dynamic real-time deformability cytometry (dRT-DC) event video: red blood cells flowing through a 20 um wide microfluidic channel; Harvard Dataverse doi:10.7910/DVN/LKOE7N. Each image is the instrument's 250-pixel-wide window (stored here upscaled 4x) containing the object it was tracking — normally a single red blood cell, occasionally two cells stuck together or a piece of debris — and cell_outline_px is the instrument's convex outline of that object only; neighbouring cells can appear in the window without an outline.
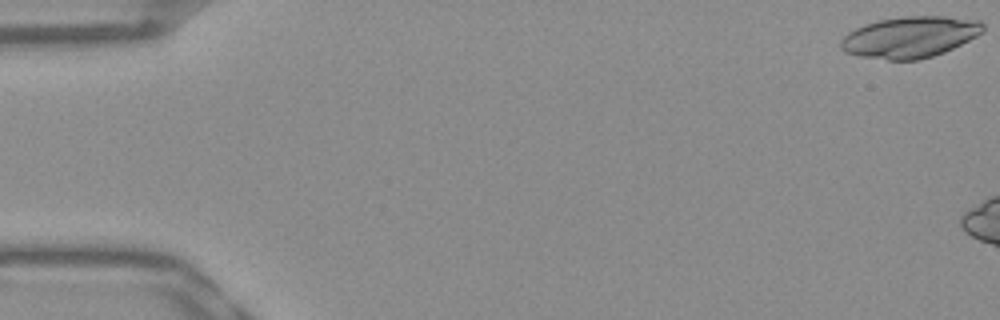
{"species": "Egyptian fruit bat (a non-hibernating species)", "species_latin": "Rousettus aegyptiacus", "temperature_condition": "warm", "stored_images_in_passage": 11, "camera_frame_rate_fps": 3000, "um_per_image_px": 0.085, "frame": {"image": 1, "passage_image": 1, "time_ms": 0.0, "image_size_px": [1000, 320], "cell_outline_px": [[984, 32], [944, 52], [932, 56], [916, 60], [888, 60], [860, 56], [844, 52], [840, 48], [840, 40], [848, 32], [864, 24], [876, 20], [904, 16], [948, 16], [980, 20], [984, 24]], "centroid_in_image_um": [77.33, 3.14], "position_along_channel_um": 7.7, "area_um2": 34.33}}